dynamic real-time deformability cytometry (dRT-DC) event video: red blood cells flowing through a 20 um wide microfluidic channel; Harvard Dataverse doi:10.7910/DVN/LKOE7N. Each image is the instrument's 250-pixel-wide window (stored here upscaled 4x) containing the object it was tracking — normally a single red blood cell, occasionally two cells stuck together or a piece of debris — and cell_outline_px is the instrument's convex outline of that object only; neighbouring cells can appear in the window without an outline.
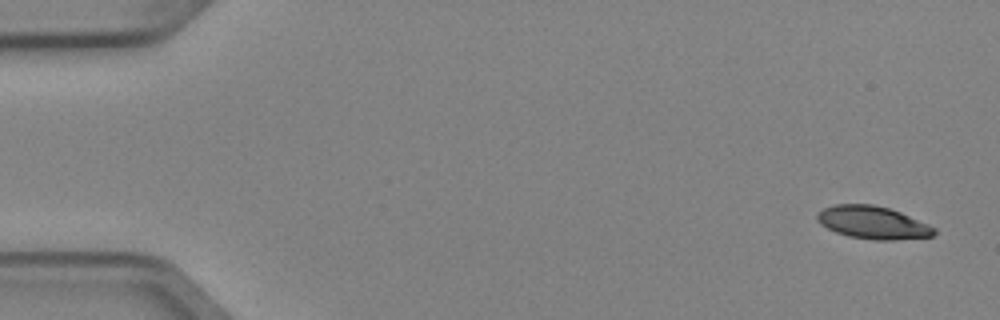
{"species": "Egyptian fruit bat (a non-hibernating species)", "species_latin": "Rousettus aegyptiacus", "temperature_condition": "cold", "stored_images_in_passage": 4, "camera_frame_rate_fps": 3000, "um_per_image_px": 0.085, "animal": {"sex": "female"}, "frame": {"image": 1, "passage_image": 1, "time_ms": 0.0, "image_size_px": [1000, 320], "cell_outline_px": [[936, 232], [932, 236], [896, 240], [872, 240], [848, 236], [836, 232], [820, 224], [816, 220], [816, 216], [824, 208], [836, 204], [872, 204], [888, 208], [900, 212], [928, 224], [936, 228]], "centroid_in_image_um": [74.19, 18.92], "position_along_channel_um": 10.8, "area_um2": 22.25}}
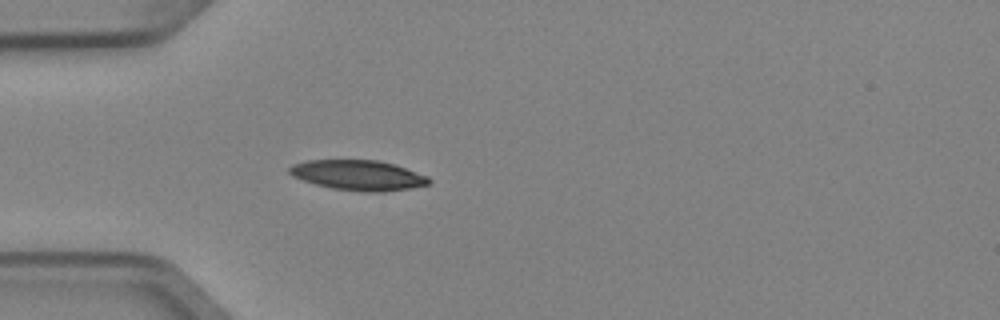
{"frame": {"image": 2, "passage_image": 4, "time_ms": 1.0, "image_size_px": [1000, 320], "cell_outline_px": [[432, 180], [428, 184], [408, 188], [384, 192], [364, 192], [332, 188], [316, 184], [292, 176], [288, 172], [288, 168], [292, 164], [308, 160], [376, 160], [396, 164], [428, 176]], "centroid_in_image_um": [30.45, 14.89], "position_along_channel_um": 54.5, "area_um2": 24.51}}